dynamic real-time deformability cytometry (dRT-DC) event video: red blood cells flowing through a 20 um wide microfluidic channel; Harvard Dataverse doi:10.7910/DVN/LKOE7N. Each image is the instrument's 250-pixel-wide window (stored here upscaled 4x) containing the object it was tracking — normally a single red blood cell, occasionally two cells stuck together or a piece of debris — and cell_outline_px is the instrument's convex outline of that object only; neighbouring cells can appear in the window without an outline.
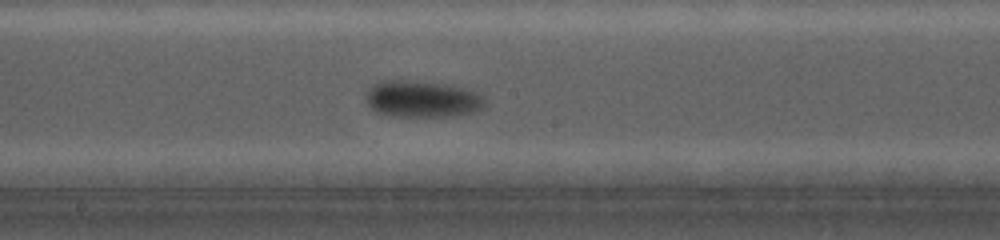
{"species": "common noctule bat (a hibernating species)", "species_latin": "Nyctalus noctula", "temperature_condition": "cold", "stored_images_in_passage": 62, "segment_of_instrument_passage": [1, 2], "camera_frame_rate_fps": 5000, "um_per_image_px": 0.085, "animal": {"sex": "female", "body_mass_g": 19.0, "forearm_length_mm": 56.7}, "frame": {"image": 1, "passage_image": 29, "time_ms": 5.6, "image_size_px": [1000, 240], "cell_outline_px": [[484, 104], [480, 108], [472, 112], [452, 116], [392, 116], [376, 112], [368, 104], [368, 88], [372, 84], [380, 80], [420, 80], [452, 84], [484, 96]], "centroid_in_image_um": [35.86, 8.39], "position_along_channel_um": 212.3, "area_um2": 25.49}}
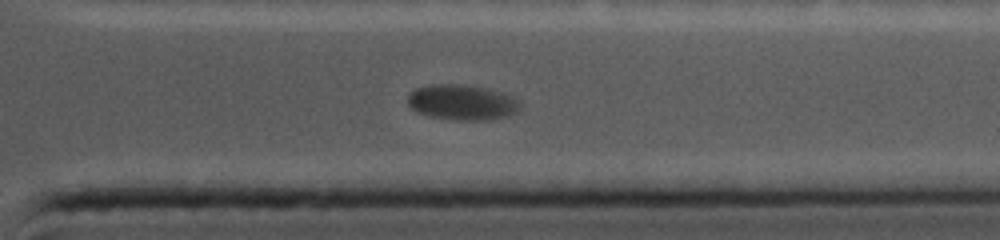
{"frame": {"image": 2, "passage_image": 51, "time_ms": 10.0, "image_size_px": [1000, 240], "cell_outline_px": [[520, 108], [516, 112], [508, 116], [492, 120], [456, 120], [432, 116], [416, 112], [408, 104], [408, 96], [416, 88], [440, 84], [460, 84], [484, 88], [512, 96], [520, 100]], "centroid_in_image_um": [39.31, 8.71], "position_along_channel_um": 372.1, "area_um2": 22.95}}
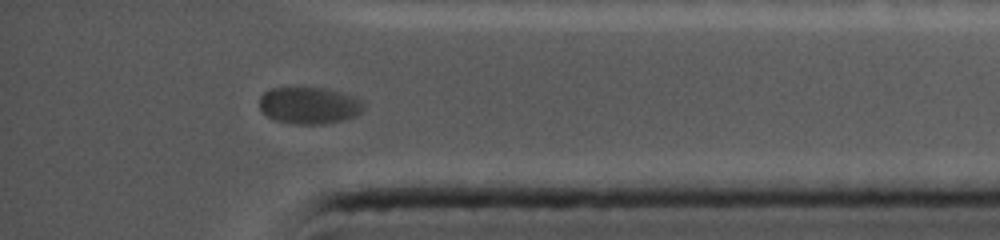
{"frame": {"image": 3, "passage_image": 56, "time_ms": 11.0, "image_size_px": [1000, 240], "cell_outline_px": [[364, 108], [360, 112], [344, 120], [324, 124], [292, 124], [276, 120], [268, 116], [260, 108], [260, 96], [264, 92], [272, 88], [320, 88], [340, 92], [352, 96], [360, 100], [364, 104]], "centroid_in_image_um": [26.26, 8.97], "position_along_channel_um": 408.9, "area_um2": 22.08}}